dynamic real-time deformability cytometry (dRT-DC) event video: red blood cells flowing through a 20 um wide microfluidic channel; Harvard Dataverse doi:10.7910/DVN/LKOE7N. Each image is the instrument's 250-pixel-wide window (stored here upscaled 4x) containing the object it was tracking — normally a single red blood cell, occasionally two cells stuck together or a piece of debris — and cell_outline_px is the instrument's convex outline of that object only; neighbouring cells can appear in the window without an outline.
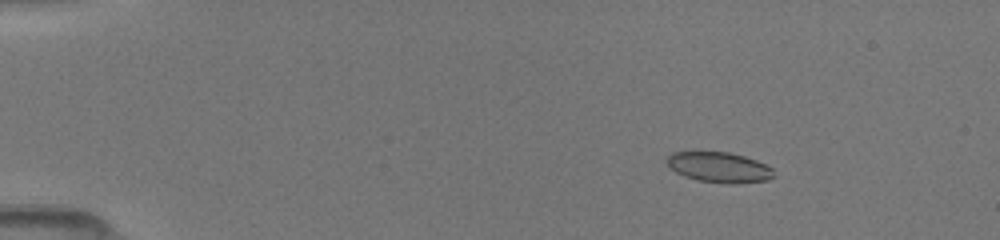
{"species": "common noctule bat (a hibernating species)", "species_latin": "Nyctalus noctula", "temperature_condition": "room temperature", "stored_images_in_passage": 48, "camera_frame_rate_fps": 3000, "um_per_image_px": 0.085, "animal": {"sex": "female", "body_mass_g": 19.5, "forearm_length_mm": 54.1}, "frame": {"image": 1, "passage_image": 5, "time_ms": 2.333, "image_size_px": [1000, 240], "cell_outline_px": [[776, 176], [768, 180], [732, 184], [700, 180], [684, 176], [676, 172], [668, 164], [668, 156], [672, 152], [728, 152], [744, 156], [756, 160], [772, 168]], "centroid_in_image_um": [61.17, 14.22], "position_along_channel_um": 23.8, "area_um2": 18.67}}
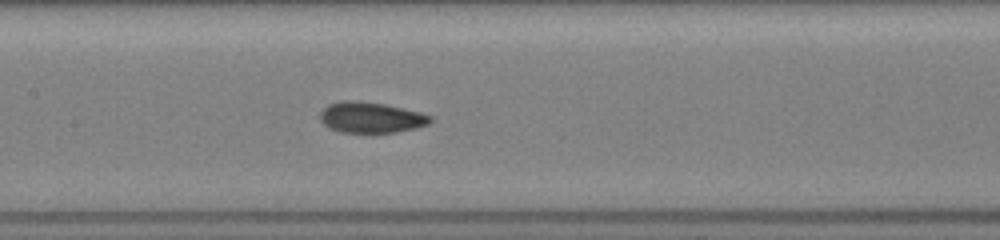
{"frame": {"image": 2, "passage_image": 22, "time_ms": 8.333, "image_size_px": [1000, 240], "cell_outline_px": [[432, 120], [428, 124], [416, 128], [396, 132], [340, 132], [328, 128], [320, 120], [320, 112], [328, 104], [344, 100], [360, 100], [384, 104], [420, 112], [432, 116]], "centroid_in_image_um": [31.51, 9.98], "position_along_channel_um": 175.9, "area_um2": 19.83}}
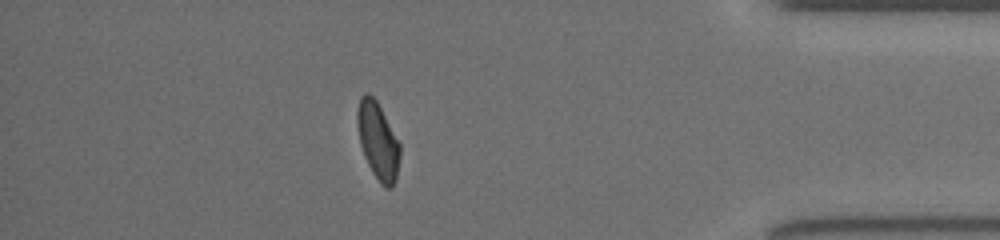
{"frame": {"image": 3, "passage_image": 42, "time_ms": 14.667, "image_size_px": [1000, 240], "cell_outline_px": [[400, 156], [396, 180], [392, 188], [384, 188], [380, 184], [372, 172], [364, 156], [360, 144], [356, 124], [356, 112], [360, 96], [364, 92], [368, 92], [376, 100], [400, 144]], "centroid_in_image_um": [32.1, 11.98], "position_along_channel_um": 403.1, "area_um2": 19.31}}